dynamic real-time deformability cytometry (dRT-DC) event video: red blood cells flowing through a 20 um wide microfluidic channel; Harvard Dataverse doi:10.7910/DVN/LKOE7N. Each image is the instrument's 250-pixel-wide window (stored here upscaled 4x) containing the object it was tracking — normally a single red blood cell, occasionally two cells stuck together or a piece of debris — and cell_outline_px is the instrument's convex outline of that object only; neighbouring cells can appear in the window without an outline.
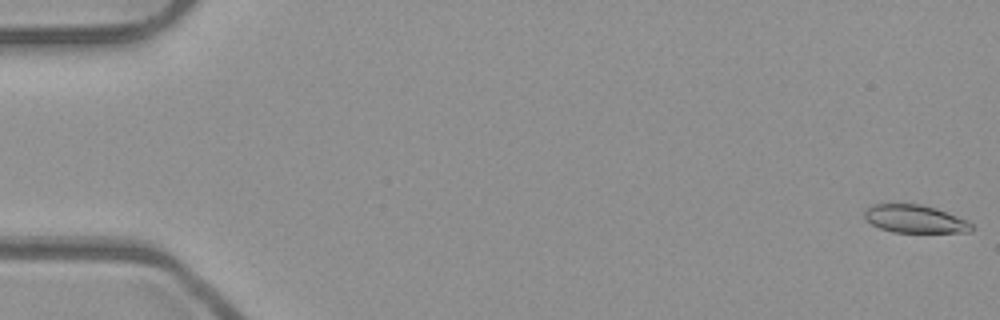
{"species": "common noctule bat (a hibernating species)", "species_latin": "Nyctalus noctula", "temperature_condition": "room temperature", "stored_images_in_passage": 53, "camera_frame_rate_fps": 3000, "um_per_image_px": 0.085, "animal": {"sex": "male", "body_mass_g": 23.1, "forearm_length_mm": 52.7}, "frame": {"image": 1, "passage_image": 1, "time_ms": 0.0, "image_size_px": [1000, 320], "cell_outline_px": [[976, 228], [972, 232], [892, 232], [880, 228], [872, 224], [864, 216], [864, 212], [872, 204], [920, 204], [936, 208], [968, 220]], "centroid_in_image_um": [77.82, 18.61], "position_along_channel_um": 7.2, "area_um2": 17.46}}
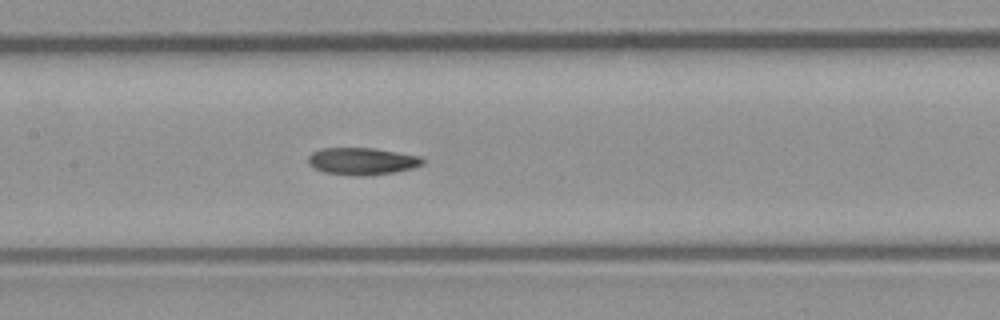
{"frame": {"image": 2, "passage_image": 26, "time_ms": 8.333, "image_size_px": [1000, 320], "cell_outline_px": [[424, 164], [412, 168], [396, 172], [368, 176], [356, 176], [324, 172], [312, 168], [308, 164], [308, 156], [312, 152], [320, 148], [376, 148], [420, 156], [424, 160]], "centroid_in_image_um": [30.76, 13.7], "position_along_channel_um": 176.6, "area_um2": 18.38}}
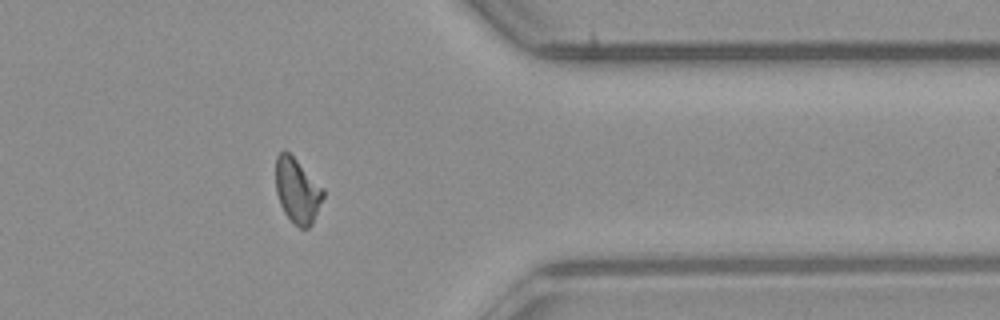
{"frame": {"image": 3, "passage_image": 43, "time_ms": 14.0, "image_size_px": [1000, 320], "cell_outline_px": [[324, 196], [312, 224], [308, 228], [300, 228], [292, 224], [284, 212], [280, 204], [276, 192], [276, 156], [284, 148], [324, 188]], "centroid_in_image_um": [25.26, 16.23], "position_along_channel_um": 386.1, "area_um2": 17.98}, "authors_computed_cell_mechanics": {"area_um2": 18.0336, "velocity_mm_per_s": 3.9606, "shape_relaxation_time_tau1_ms": 9.8403, "shape_relaxation_time_tau2_ms": 4.4169, "deformation_change_tau1": 0.2262, "deformation_change_tau2": 0.1087}}